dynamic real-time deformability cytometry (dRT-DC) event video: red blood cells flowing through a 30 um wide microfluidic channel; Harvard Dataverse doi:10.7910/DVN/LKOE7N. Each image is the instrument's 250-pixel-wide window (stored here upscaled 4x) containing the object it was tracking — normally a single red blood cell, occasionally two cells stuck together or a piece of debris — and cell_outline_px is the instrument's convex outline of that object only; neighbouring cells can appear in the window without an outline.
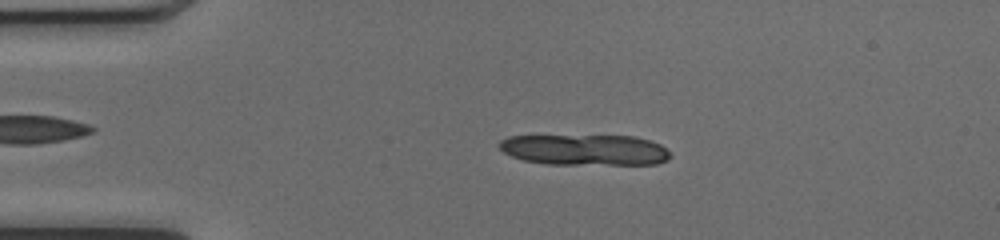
{"species": "common noctule bat (a hibernating species)", "species_latin": "Nyctalus noctula", "temperature_condition": "cold", "stored_images_in_passage": 23, "camera_frame_rate_fps": 3000, "um_per_image_px": 0.085, "animal": {"sex": "female", "body_mass_g": 17.0, "forearm_length_mm": 48.0}, "frame": {"image": 1, "passage_image": 10, "time_ms": 3.0, "image_size_px": [1000, 240], "cell_outline_px": [[672, 156], [668, 160], [656, 164], [548, 164], [524, 160], [512, 156], [504, 152], [500, 148], [500, 140], [508, 136], [632, 136], [648, 140], [660, 144]], "centroid_in_image_um": [49.72, 12.74], "position_along_channel_um": 35.3, "area_um2": 30.52}}